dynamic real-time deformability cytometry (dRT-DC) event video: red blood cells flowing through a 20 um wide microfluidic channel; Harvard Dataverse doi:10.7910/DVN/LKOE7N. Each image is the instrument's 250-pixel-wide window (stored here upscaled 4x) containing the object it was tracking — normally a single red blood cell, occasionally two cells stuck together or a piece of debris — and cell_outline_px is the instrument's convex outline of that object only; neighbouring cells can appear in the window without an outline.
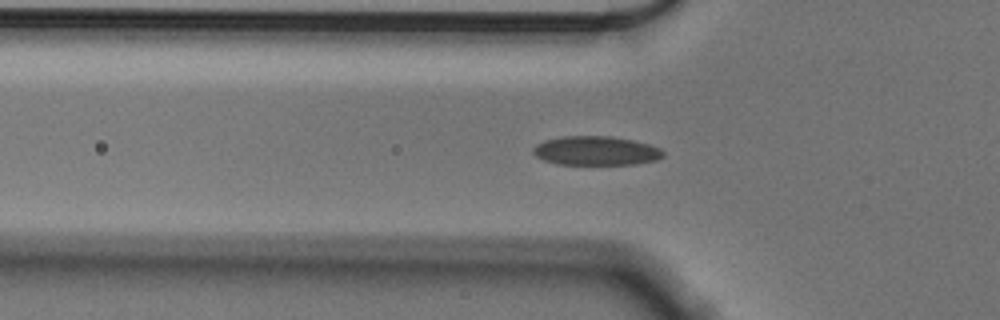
{"species": "Egyptian fruit bat (a non-hibernating species)", "species_latin": "Rousettus aegyptiacus", "temperature_condition": "cold", "stored_images_in_passage": 43, "camera_frame_rate_fps": 3000, "um_per_image_px": 0.085, "animal": {"sex": "male"}, "frame": {"image": 1, "passage_image": 12, "time_ms": 3.667, "image_size_px": [1000, 320], "cell_outline_px": [[664, 156], [656, 160], [636, 164], [556, 164], [544, 160], [536, 156], [532, 152], [532, 148], [536, 144], [544, 140], [564, 136], [612, 136], [632, 140], [648, 144], [660, 148], [664, 152]], "centroid_in_image_um": [50.64, 12.81], "position_along_channel_um": 75.2, "area_um2": 22.08}}
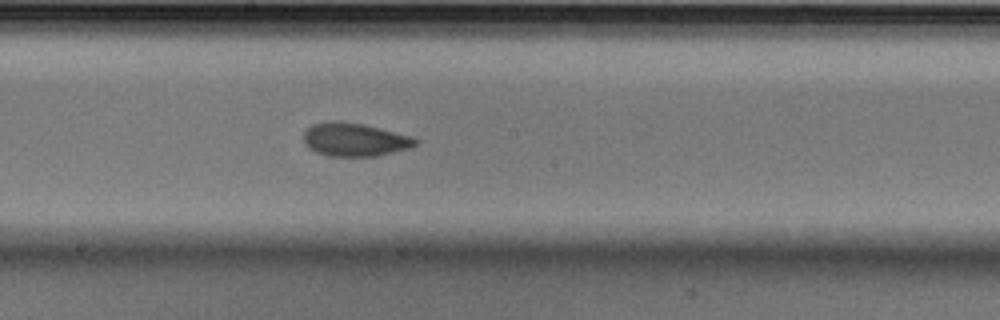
{"frame": {"image": 2, "passage_image": 24, "time_ms": 7.667, "image_size_px": [1000, 320], "cell_outline_px": [[420, 140], [412, 148], [376, 156], [328, 156], [316, 152], [308, 148], [304, 140], [304, 132], [312, 124], [332, 120], [340, 120], [364, 124], [412, 136]], "centroid_in_image_um": [30.17, 11.86], "position_along_channel_um": 218.0, "area_um2": 21.96}}
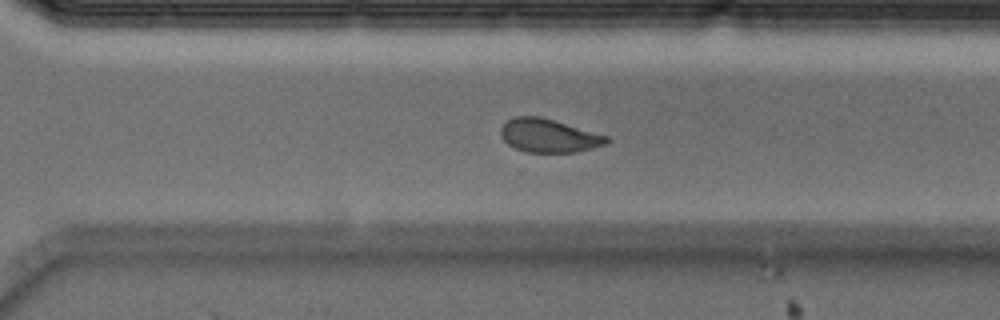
{"frame": {"image": 3, "passage_image": 33, "time_ms": 10.667, "image_size_px": [1000, 320], "cell_outline_px": [[612, 140], [608, 144], [576, 152], [528, 152], [516, 148], [508, 144], [504, 140], [500, 132], [500, 128], [508, 120], [516, 116], [540, 116], [608, 136]], "centroid_in_image_um": [46.67, 11.53], "position_along_channel_um": 323.9, "area_um2": 20.52}}